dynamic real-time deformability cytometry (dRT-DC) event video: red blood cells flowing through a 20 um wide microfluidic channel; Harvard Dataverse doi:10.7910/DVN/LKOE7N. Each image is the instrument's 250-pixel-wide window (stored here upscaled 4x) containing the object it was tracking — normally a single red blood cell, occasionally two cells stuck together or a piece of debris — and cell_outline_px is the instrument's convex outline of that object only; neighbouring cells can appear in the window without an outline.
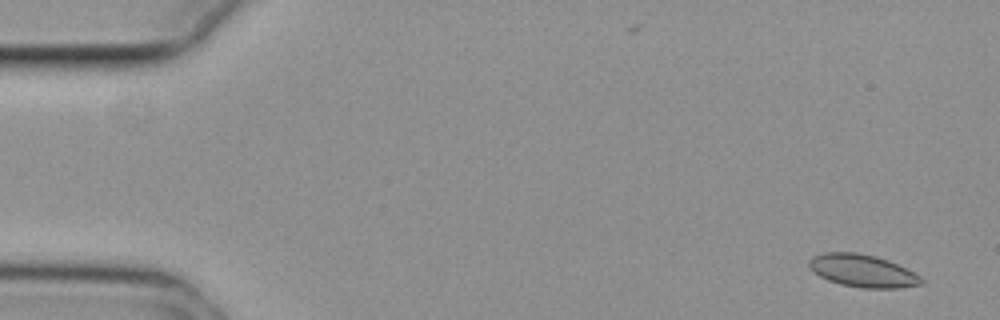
{"species": "common noctule bat (a hibernating species)", "species_latin": "Nyctalus noctula", "temperature_condition": "cold", "stored_images_in_passage": 11, "camera_frame_rate_fps": 3000, "um_per_image_px": 0.085, "animal": {"sex": "female", "body_mass_g": 29.2, "forearm_length_mm": 56.3}, "frame": {"image": 1, "passage_image": 1, "time_ms": 0.0, "image_size_px": [1000, 320], "cell_outline_px": [[924, 284], [900, 288], [860, 288], [840, 284], [828, 280], [812, 272], [808, 268], [808, 260], [812, 256], [824, 252], [856, 252], [876, 256], [888, 260], [920, 276], [924, 280]], "centroid_in_image_um": [73.28, 23.02], "position_along_channel_um": 11.7, "area_um2": 21.5}}